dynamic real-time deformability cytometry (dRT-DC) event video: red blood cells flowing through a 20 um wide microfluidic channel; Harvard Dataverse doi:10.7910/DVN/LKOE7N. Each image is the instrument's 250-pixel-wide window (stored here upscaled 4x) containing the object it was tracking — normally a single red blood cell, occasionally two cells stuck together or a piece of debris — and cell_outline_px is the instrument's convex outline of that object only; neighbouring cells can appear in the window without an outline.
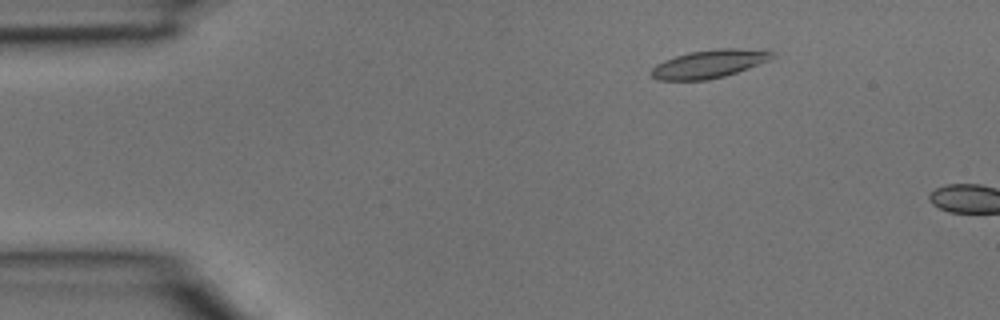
{"species": "common noctule bat (a hibernating species)", "species_latin": "Nyctalus noctula", "temperature_condition": "room temperature", "stored_images_in_passage": 3, "camera_frame_rate_fps": 3000, "um_per_image_px": 0.085, "animal": {"sex": "male", "body_mass_g": 15.6}, "frame": {"image": 1, "passage_image": 2, "time_ms": 0.333, "image_size_px": [1000, 320], "cell_outline_px": [[776, 56], [768, 60], [748, 68], [724, 76], [708, 80], [656, 80], [648, 72], [656, 64], [664, 60], [688, 52], [716, 48], [736, 48], [776, 52]], "centroid_in_image_um": [60.23, 5.43], "position_along_channel_um": 24.8, "area_um2": 19.83}}